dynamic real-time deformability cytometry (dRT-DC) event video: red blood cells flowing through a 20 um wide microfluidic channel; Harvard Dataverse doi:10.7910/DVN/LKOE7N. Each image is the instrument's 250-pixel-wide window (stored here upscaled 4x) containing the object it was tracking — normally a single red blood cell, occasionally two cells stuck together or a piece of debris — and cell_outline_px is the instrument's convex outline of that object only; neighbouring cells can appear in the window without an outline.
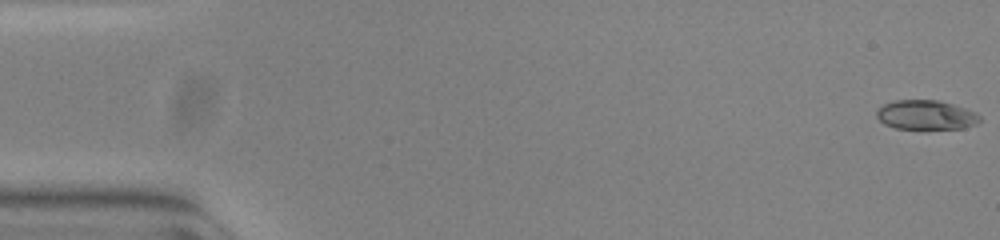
{"species": "common noctule bat (a hibernating species)", "species_latin": "Nyctalus noctula", "temperature_condition": "warm", "stored_images_in_passage": 54, "camera_frame_rate_fps": 3000, "um_per_image_px": 0.085, "animal": {"sex": "female", "body_mass_g": 23.0, "forearm_length_mm": 53.4}, "frame": {"image": 1, "passage_image": 1, "time_ms": 0.0, "image_size_px": [1000, 240], "cell_outline_px": [[980, 120], [976, 124], [964, 128], [896, 128], [884, 124], [876, 116], [876, 112], [884, 104], [892, 100], [936, 100], [952, 104], [976, 112], [980, 116]], "centroid_in_image_um": [78.7, 9.76], "position_along_channel_um": 6.3, "area_um2": 17.46}}
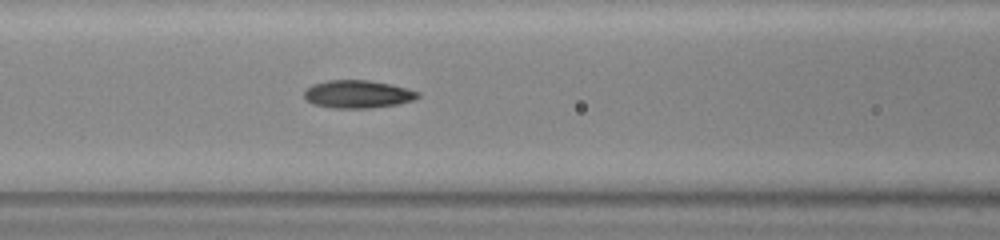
{"frame": {"image": 2, "passage_image": 23, "time_ms": 7.333, "image_size_px": [1000, 240], "cell_outline_px": [[420, 96], [412, 100], [396, 104], [368, 108], [332, 108], [312, 104], [304, 96], [304, 92], [312, 84], [328, 80], [368, 80], [392, 84], [408, 88], [420, 92]], "centroid_in_image_um": [30.41, 8.0], "position_along_channel_um": 136.2, "area_um2": 18.44}}
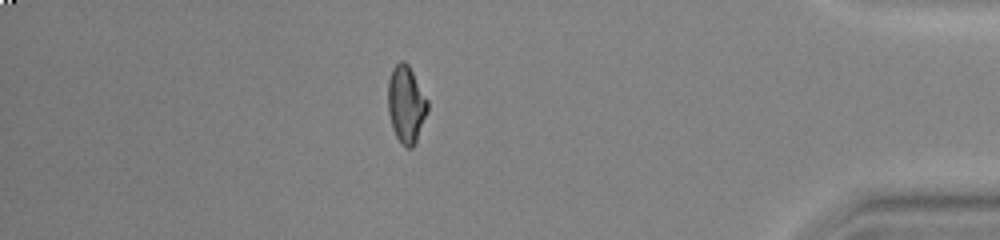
{"frame": {"image": 3, "passage_image": 47, "time_ms": 15.333, "image_size_px": [1000, 240], "cell_outline_px": [[428, 112], [416, 140], [412, 148], [404, 148], [400, 144], [392, 128], [388, 112], [388, 80], [392, 68], [400, 60], [404, 60], [408, 64], [428, 100]], "centroid_in_image_um": [34.51, 8.87], "position_along_channel_um": 400.7, "area_um2": 17.98}, "authors_computed_cell_mechanics": {"area_um2": 17.7446, "velocity_mm_per_s": 3.8343, "shape_relaxation_time_tau1_ms": null, "shape_relaxation_time_tau2_ms": 2.5941, "deformation_change_tau1": null, "deformation_change_tau2": 0.082}}